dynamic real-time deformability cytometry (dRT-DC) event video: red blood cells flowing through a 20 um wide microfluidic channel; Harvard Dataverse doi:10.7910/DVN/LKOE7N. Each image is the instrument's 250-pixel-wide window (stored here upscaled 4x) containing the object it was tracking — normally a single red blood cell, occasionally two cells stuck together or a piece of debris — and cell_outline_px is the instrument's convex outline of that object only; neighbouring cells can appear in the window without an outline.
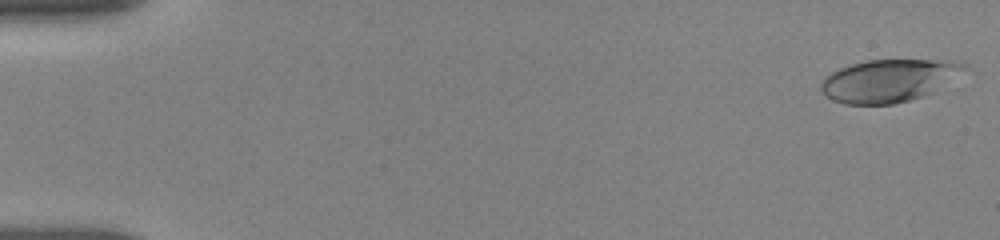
{"species": "human", "species_latin": "Homo sapiens", "temperature_condition": "room temperature", "stored_images_in_passage": 30, "camera_frame_rate_fps": 3000, "um_per_image_px": 0.085, "donor": {"sex": "female"}, "frame": {"image": 1, "passage_image": 1, "time_ms": 0.0, "image_size_px": [1000, 240], "cell_outline_px": [[968, 68], [928, 92], [920, 96], [908, 100], [892, 104], [844, 104], [832, 100], [820, 88], [820, 84], [824, 76], [840, 68], [852, 64], [868, 60], [928, 60], [968, 64]], "centroid_in_image_um": [75.42, 6.85], "position_along_channel_um": 9.6, "area_um2": 34.45}}
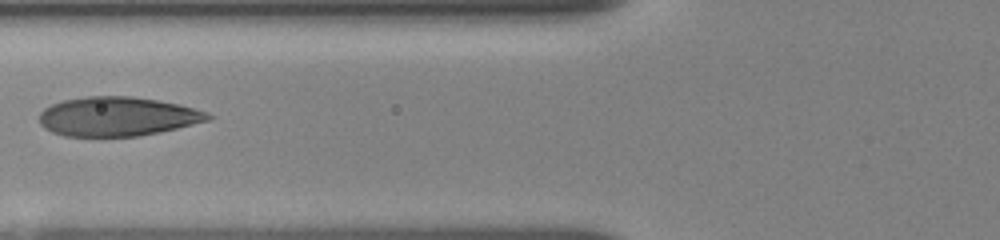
{"frame": {"image": 2, "passage_image": 16, "time_ms": 6.667, "image_size_px": [1000, 240], "cell_outline_px": [[212, 120], [160, 132], [140, 136], [64, 136], [52, 132], [44, 128], [40, 124], [40, 112], [44, 108], [52, 104], [64, 100], [88, 96], [132, 96], [160, 100], [180, 104], [208, 112], [212, 116]], "centroid_in_image_um": [10.01, 9.9], "position_along_channel_um": 115.8, "area_um2": 38.78}}
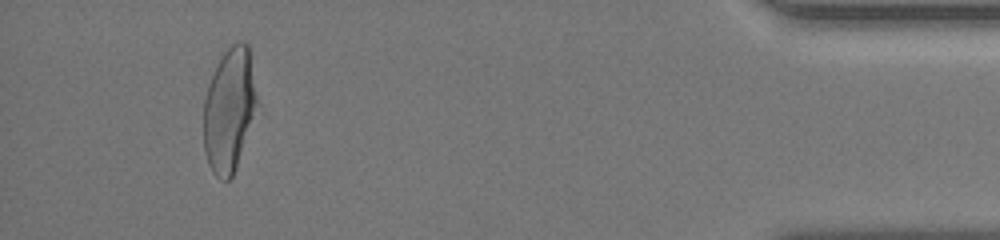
{"frame": {"image": 3, "passage_image": 29, "time_ms": 16.0, "image_size_px": [1000, 240], "cell_outline_px": [[260, 104], [232, 176], [228, 180], [220, 180], [212, 172], [208, 164], [204, 152], [204, 100], [212, 76], [224, 52], [236, 40], [240, 40], [248, 44]], "centroid_in_image_um": [19.52, 9.33], "position_along_channel_um": 415.7, "area_um2": 38.84}, "authors_computed_cell_mechanics": {"area_um2": 38.3214, "velocity_mm_per_s": 3.8498, "shape_relaxation_time_tau1_ms": 4.5137, "shape_relaxation_time_tau2_ms": 0.8778, "deformation_change_tau1": 0.1949, "deformation_change_tau2": 0.0853}}